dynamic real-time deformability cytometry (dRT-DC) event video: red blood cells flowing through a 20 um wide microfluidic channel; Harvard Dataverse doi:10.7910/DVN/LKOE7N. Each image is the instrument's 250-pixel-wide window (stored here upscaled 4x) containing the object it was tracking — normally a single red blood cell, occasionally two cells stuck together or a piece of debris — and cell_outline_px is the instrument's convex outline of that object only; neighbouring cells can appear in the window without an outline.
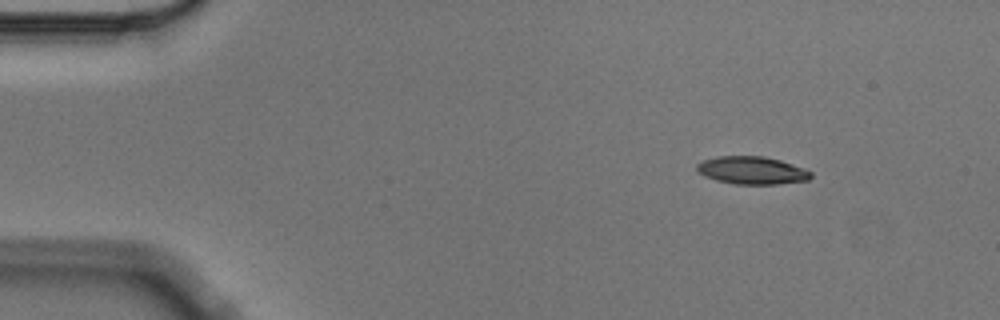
{"species": "Egyptian fruit bat (a non-hibernating species)", "species_latin": "Rousettus aegyptiacus", "temperature_condition": "cold", "stored_images_in_passage": 6, "camera_frame_rate_fps": 3000, "um_per_image_px": 0.085, "animal": {"sex": "male"}, "frame": {"image": 1, "passage_image": 1, "time_ms": 0.0, "image_size_px": [1000, 320], "cell_outline_px": [[812, 176], [808, 180], [776, 184], [736, 184], [716, 180], [704, 176], [696, 168], [696, 164], [704, 160], [720, 156], [764, 156], [780, 160], [804, 168], [812, 172]], "centroid_in_image_um": [63.93, 14.48], "position_along_channel_um": 21.1, "area_um2": 18.32}}
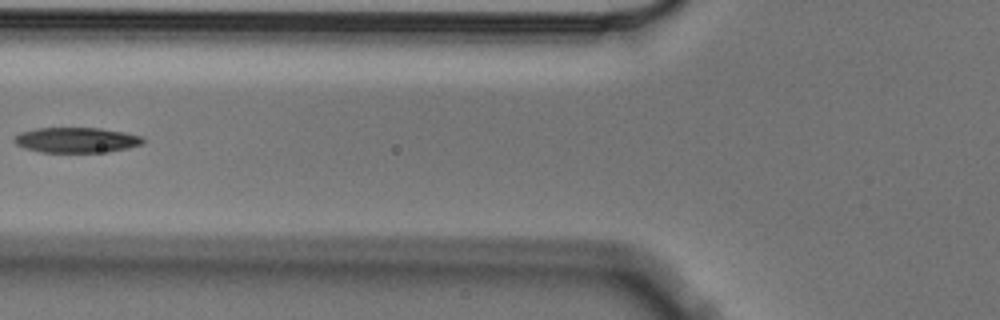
{"frame": {"image": 2, "passage_image": 5, "time_ms": 1.333, "image_size_px": [1000, 320], "cell_outline_px": [[144, 144], [128, 148], [108, 152], [40, 152], [24, 148], [16, 144], [12, 140], [20, 132], [36, 128], [100, 128], [124, 132], [140, 136], [144, 140]], "centroid_in_image_um": [6.49, 11.9], "position_along_channel_um": 119.3, "area_um2": 19.02}}
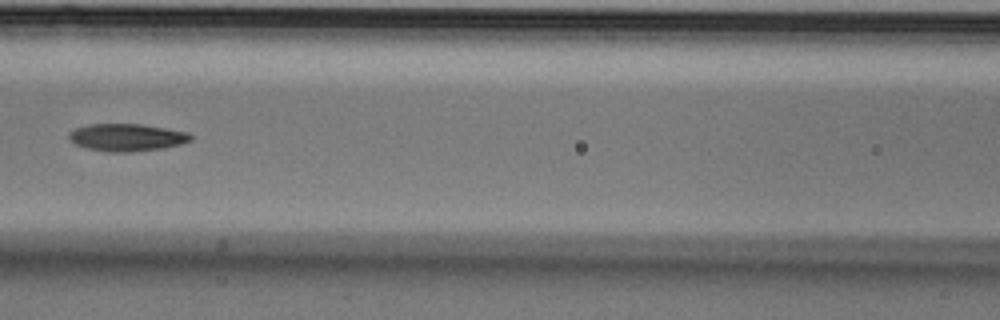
{"frame": {"image": 3, "passage_image": 6, "time_ms": 1.667, "image_size_px": [1000, 320], "cell_outline_px": [[192, 140], [180, 144], [164, 148], [132, 152], [108, 152], [88, 148], [76, 144], [68, 136], [68, 132], [76, 128], [88, 124], [140, 124], [188, 132], [192, 136]], "centroid_in_image_um": [10.79, 11.68], "position_along_channel_um": 155.8, "area_um2": 19.36}}